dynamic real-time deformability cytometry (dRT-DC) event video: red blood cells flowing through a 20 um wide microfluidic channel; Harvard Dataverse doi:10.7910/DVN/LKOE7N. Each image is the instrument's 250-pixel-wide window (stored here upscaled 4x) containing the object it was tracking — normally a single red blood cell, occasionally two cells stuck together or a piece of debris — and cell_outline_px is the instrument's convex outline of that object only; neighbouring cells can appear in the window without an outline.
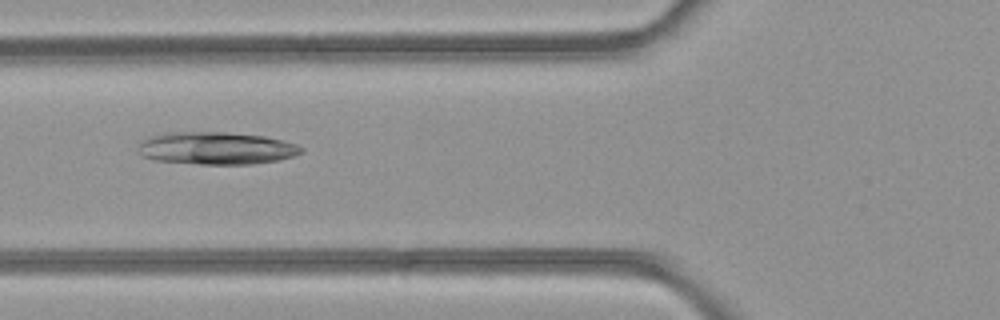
{"species": "common noctule bat (a hibernating species)", "species_latin": "Nyctalus noctula", "temperature_condition": "room temperature", "stored_images_in_passage": 35, "camera_frame_rate_fps": 3000, "um_per_image_px": 0.085, "animal": {"sex": "female", "body_mass_g": 21.9}, "frame": {"image": 1, "passage_image": 5, "time_ms": 1.333, "image_size_px": [1000, 320], "cell_outline_px": [[304, 152], [280, 160], [252, 164], [200, 164], [156, 160], [144, 156], [140, 152], [140, 144], [144, 140], [152, 136], [164, 132], [228, 132], [264, 136], [296, 144], [304, 148]], "centroid_in_image_um": [18.44, 12.59], "position_along_channel_um": 107.4, "area_um2": 30.69}}
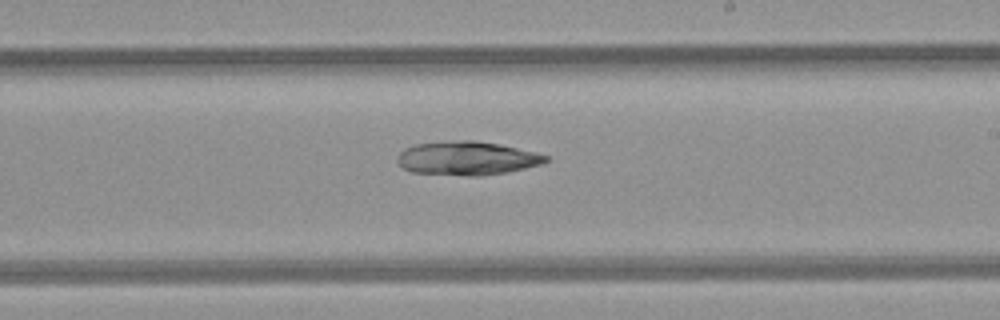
{"frame": {"image": 2, "passage_image": 15, "time_ms": 4.667, "image_size_px": [1000, 320], "cell_outline_px": [[548, 160], [540, 164], [508, 172], [476, 176], [468, 176], [412, 172], [404, 168], [396, 160], [400, 152], [404, 148], [416, 144], [460, 140], [472, 140], [500, 144], [548, 156]], "centroid_in_image_um": [39.66, 13.45], "position_along_channel_um": 249.3, "area_um2": 28.78}}
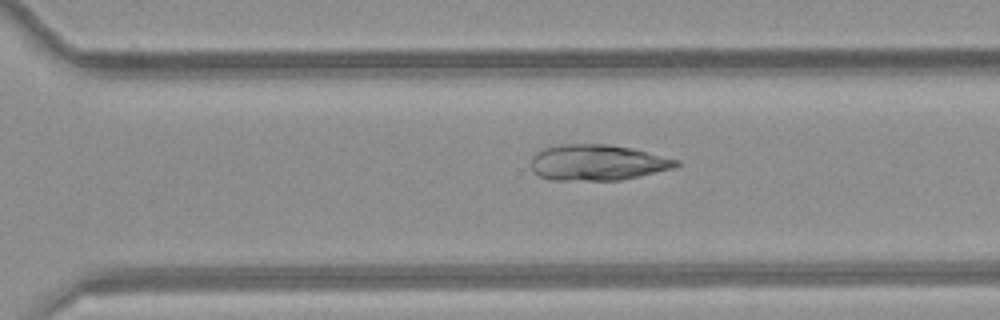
{"frame": {"image": 3, "passage_image": 20, "time_ms": 6.333, "image_size_px": [1000, 320], "cell_outline_px": [[680, 164], [672, 168], [640, 176], [620, 180], [552, 180], [540, 176], [532, 168], [532, 156], [536, 152], [544, 148], [560, 144], [608, 144], [632, 148], [680, 160]], "centroid_in_image_um": [50.78, 13.81], "position_along_channel_um": 319.8, "area_um2": 30.23}}